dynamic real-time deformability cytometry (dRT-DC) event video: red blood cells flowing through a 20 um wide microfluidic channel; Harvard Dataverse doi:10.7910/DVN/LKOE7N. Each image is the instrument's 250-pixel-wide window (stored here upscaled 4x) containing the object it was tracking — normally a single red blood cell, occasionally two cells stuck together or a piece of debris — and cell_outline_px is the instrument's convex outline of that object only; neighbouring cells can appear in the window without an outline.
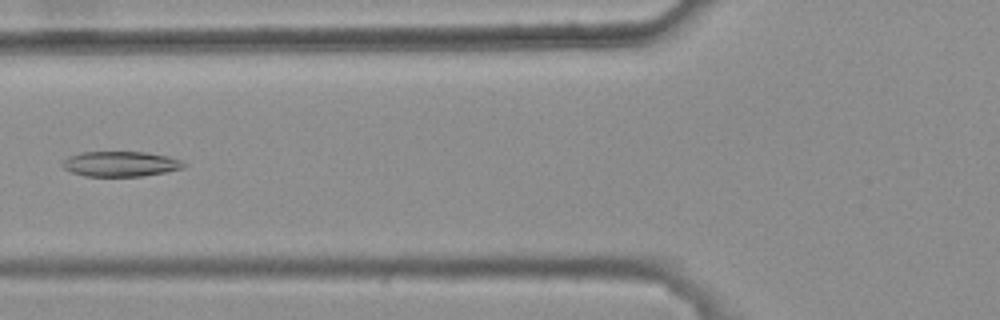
{"species": "common noctule bat (a hibernating species)", "species_latin": "Nyctalus noctula", "temperature_condition": "warm", "stored_images_in_passage": 3, "camera_frame_rate_fps": 3000, "um_per_image_px": 0.085, "animal": {"sex": "female", "body_mass_g": 25.1}, "frame": {"image": 1, "passage_image": 2, "time_ms": 0.333, "image_size_px": [1000, 320], "cell_outline_px": [[184, 168], [144, 176], [84, 176], [72, 172], [64, 168], [60, 164], [68, 156], [80, 152], [144, 152], [168, 156], [180, 160], [184, 164]], "centroid_in_image_um": [10.21, 13.93], "position_along_channel_um": 115.6, "area_um2": 17.74}}
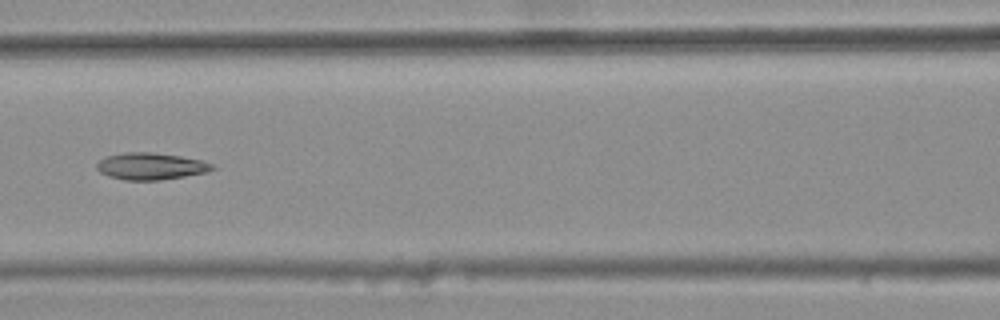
{"frame": {"image": 2, "passage_image": 3, "time_ms": 0.667, "image_size_px": [1000, 320], "cell_outline_px": [[216, 168], [204, 172], [184, 176], [160, 180], [124, 180], [108, 176], [100, 172], [96, 168], [96, 164], [100, 160], [108, 156], [124, 152], [152, 152], [180, 156], [200, 160], [216, 164]], "centroid_in_image_um": [12.81, 14.13], "position_along_channel_um": 153.8, "area_um2": 18.03}}